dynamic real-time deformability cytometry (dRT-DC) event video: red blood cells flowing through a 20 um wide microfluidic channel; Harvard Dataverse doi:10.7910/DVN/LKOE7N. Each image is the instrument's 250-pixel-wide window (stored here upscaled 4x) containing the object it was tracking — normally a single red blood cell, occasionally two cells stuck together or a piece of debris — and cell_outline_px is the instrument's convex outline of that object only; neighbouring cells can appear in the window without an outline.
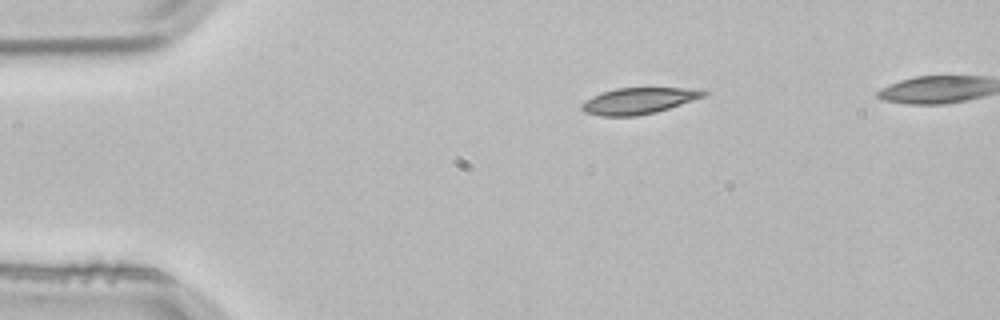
{"species": "common noctule bat (a hibernating species)", "species_latin": "Nyctalus noctula", "temperature_condition": "room temperature", "stored_images_in_passage": 3, "camera_frame_rate_fps": 3000, "um_per_image_px": 0.085, "animal": {"sex": "male", "body_mass_g": 21.5, "forearm_length_mm": 52.0}, "frame": {"image": 1, "passage_image": 1, "time_ms": 0.0, "image_size_px": [1000, 320], "cell_outline_px": [[708, 92], [704, 96], [656, 112], [636, 116], [600, 116], [584, 112], [580, 108], [580, 104], [584, 100], [600, 92], [616, 88], [704, 88]], "centroid_in_image_um": [54.24, 8.56], "position_along_channel_um": 30.8, "area_um2": 18.79}}